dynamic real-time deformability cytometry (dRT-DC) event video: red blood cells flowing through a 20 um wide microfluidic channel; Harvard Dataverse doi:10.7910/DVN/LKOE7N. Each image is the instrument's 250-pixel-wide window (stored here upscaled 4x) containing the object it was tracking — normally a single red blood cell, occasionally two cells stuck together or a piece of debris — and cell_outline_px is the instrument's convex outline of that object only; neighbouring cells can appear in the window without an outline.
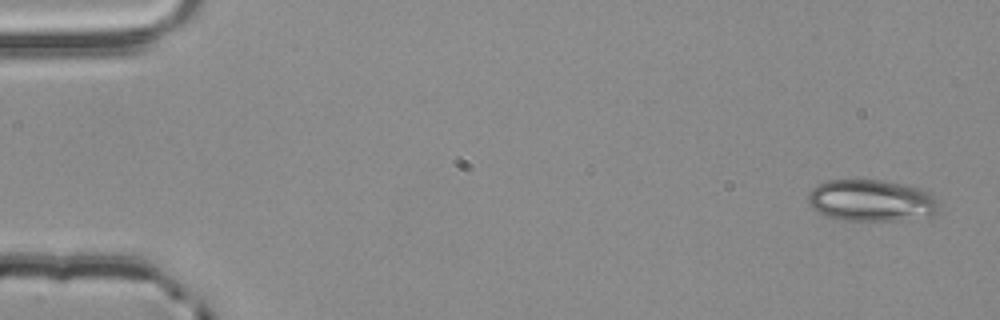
{"species": "common noctule bat (a hibernating species)", "species_latin": "Nyctalus noctula", "temperature_condition": "room temperature", "stored_images_in_passage": 4, "camera_frame_rate_fps": 3000, "um_per_image_px": 0.085, "animal": {"sex": "male", "body_mass_g": 20.4}, "frame": {"image": 1, "passage_image": 1, "time_ms": 0.0, "image_size_px": [1000, 320], "cell_outline_px": [[940, 208], [932, 216], [900, 220], [840, 220], [828, 216], [820, 212], [808, 200], [808, 192], [816, 184], [828, 180], [880, 180], [920, 188], [928, 192], [940, 204]], "centroid_in_image_um": [74.09, 17.04], "position_along_channel_um": 10.9, "area_um2": 31.56}}